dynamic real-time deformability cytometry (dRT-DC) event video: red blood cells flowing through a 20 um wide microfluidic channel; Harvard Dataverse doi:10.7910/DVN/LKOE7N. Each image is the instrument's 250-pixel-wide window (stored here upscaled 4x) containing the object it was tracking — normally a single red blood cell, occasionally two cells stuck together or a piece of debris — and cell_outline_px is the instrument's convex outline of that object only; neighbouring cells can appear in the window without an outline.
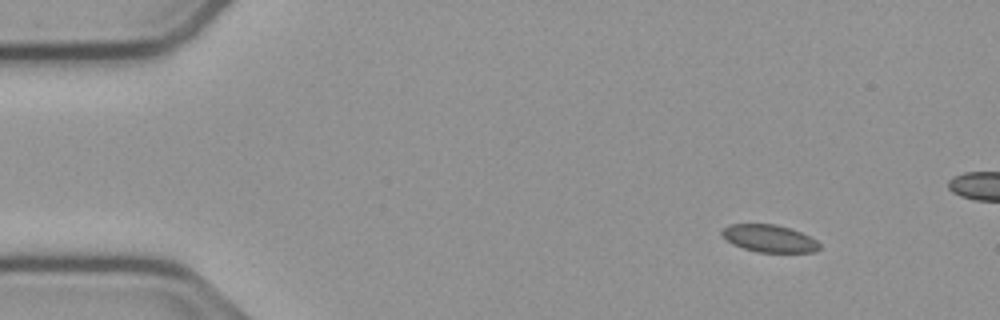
{"species": "common noctule bat (a hibernating species)", "species_latin": "Nyctalus noctula", "temperature_condition": "cold", "stored_images_in_passage": 13, "camera_frame_rate_fps": 3000, "um_per_image_px": 0.085, "animal": {"sex": "male", "body_mass_g": 23.1, "forearm_length_mm": 52.7}, "frame": {"image": 1, "passage_image": 6, "time_ms": 1.667, "image_size_px": [1000, 320], "cell_outline_px": [[820, 248], [812, 252], [756, 252], [732, 244], [720, 232], [720, 228], [728, 224], [776, 224], [792, 228], [816, 240], [820, 244]], "centroid_in_image_um": [65.36, 20.25], "position_along_channel_um": 19.6, "area_um2": 15.61}}